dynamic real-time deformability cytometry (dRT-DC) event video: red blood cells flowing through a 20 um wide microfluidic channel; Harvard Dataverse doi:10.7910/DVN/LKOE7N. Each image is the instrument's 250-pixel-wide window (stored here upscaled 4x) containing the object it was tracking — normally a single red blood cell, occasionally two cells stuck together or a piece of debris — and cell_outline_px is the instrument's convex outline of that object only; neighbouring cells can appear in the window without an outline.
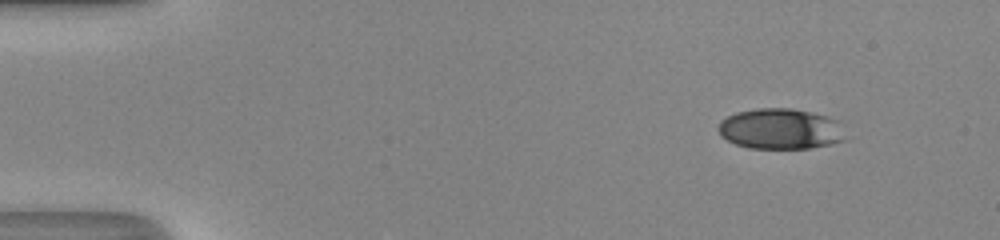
{"species": "human", "species_latin": "Homo sapiens", "temperature_condition": "room temperature", "stored_images_in_passage": 45, "camera_frame_rate_fps": 3000, "um_per_image_px": 0.085, "donor": {"sex": "male"}, "frame": {"image": 1, "passage_image": 1, "time_ms": 0.0, "image_size_px": [1000, 240], "cell_outline_px": [[848, 140], [832, 144], [812, 148], [748, 148], [736, 144], [720, 136], [716, 128], [720, 120], [736, 112], [756, 108], [792, 108], [812, 112], [844, 120]], "centroid_in_image_um": [66.44, 10.95], "position_along_channel_um": 18.6, "area_um2": 31.15}}
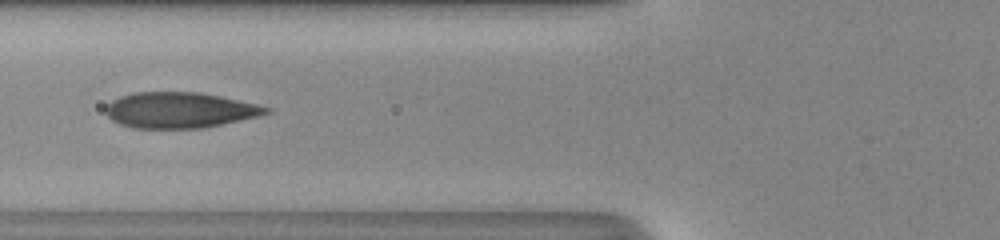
{"frame": {"image": 2, "passage_image": 16, "time_ms": 5.0, "image_size_px": [1000, 240], "cell_outline_px": [[272, 112], [260, 116], [204, 128], [132, 128], [120, 124], [112, 120], [104, 112], [104, 108], [112, 100], [120, 96], [132, 92], [200, 92], [220, 96], [256, 104], [272, 108]], "centroid_in_image_um": [15.27, 9.36], "position_along_channel_um": 110.5, "area_um2": 33.64}}
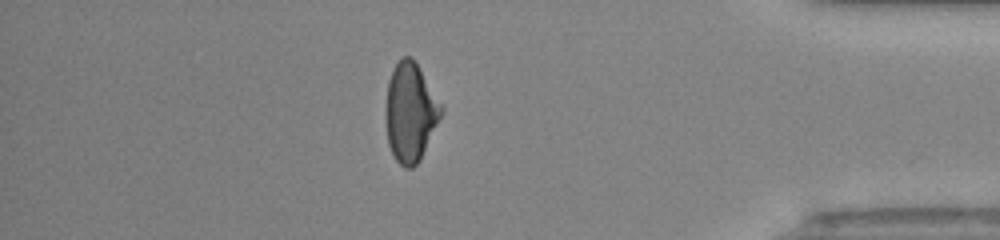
{"frame": {"image": 3, "passage_image": 39, "time_ms": 12.667, "image_size_px": [1000, 240], "cell_outline_px": [[444, 112], [420, 160], [412, 168], [404, 168], [396, 160], [388, 144], [384, 108], [388, 80], [400, 56], [412, 56], [416, 60], [444, 108]], "centroid_in_image_um": [34.88, 9.51], "position_along_channel_um": 400.3, "area_um2": 32.54}, "authors_computed_cell_mechanics": {"area_um2": 32.946, "velocity_mm_per_s": 4.2365, "shape_relaxation_time_tau1_ms": 9.5016, "shape_relaxation_time_tau2_ms": 0.8482, "deformation_change_tau1": 0.2616, "deformation_change_tau2": 0.0662}}